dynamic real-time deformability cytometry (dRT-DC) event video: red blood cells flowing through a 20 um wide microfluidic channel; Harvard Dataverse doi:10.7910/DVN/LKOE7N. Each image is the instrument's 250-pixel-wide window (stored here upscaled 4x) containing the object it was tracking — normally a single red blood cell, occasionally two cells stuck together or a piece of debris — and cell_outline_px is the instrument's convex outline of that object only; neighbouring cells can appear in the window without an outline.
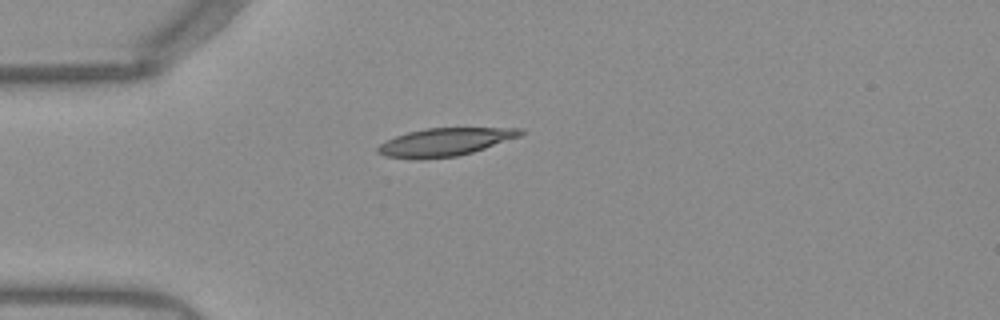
{"species": "Egyptian fruit bat (a non-hibernating species)", "species_latin": "Rousettus aegyptiacus", "temperature_condition": "warm", "stored_images_in_passage": 32, "camera_frame_rate_fps": 3000, "um_per_image_px": 0.085, "frame": {"image": 1, "passage_image": 1, "time_ms": 0.0, "image_size_px": [1000, 320], "cell_outline_px": [[524, 132], [520, 136], [472, 152], [456, 156], [424, 160], [420, 160], [384, 156], [376, 152], [376, 148], [380, 144], [396, 136], [408, 132], [424, 128], [524, 128]], "centroid_in_image_um": [37.78, 12.08], "position_along_channel_um": 47.2, "area_um2": 23.24}}
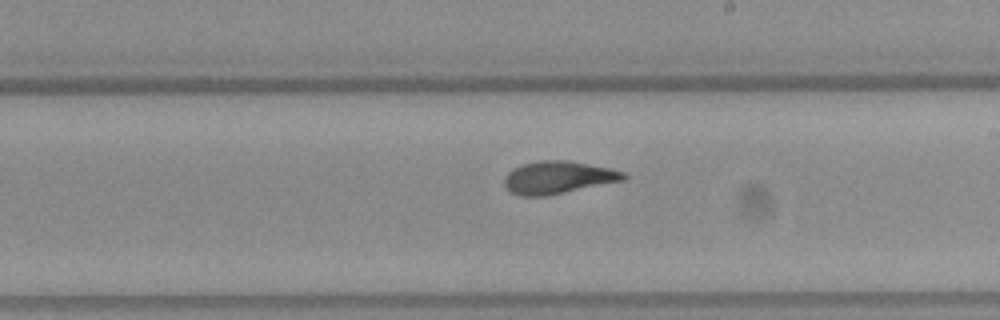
{"frame": {"image": 2, "passage_image": 17, "time_ms": 5.333, "image_size_px": [1000, 320], "cell_outline_px": [[628, 176], [624, 180], [544, 196], [520, 196], [512, 192], [504, 184], [504, 176], [512, 168], [524, 164], [540, 160], [568, 160], [608, 168], [624, 172]], "centroid_in_image_um": [47.41, 15.07], "position_along_channel_um": 241.6, "area_um2": 22.37}}
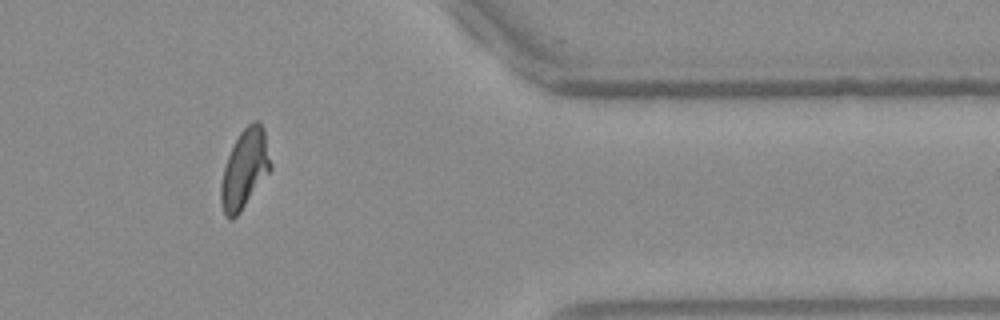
{"frame": {"image": 3, "passage_image": 30, "time_ms": 9.667, "image_size_px": [1000, 320], "cell_outline_px": [[272, 168], [240, 212], [232, 220], [228, 220], [224, 216], [220, 200], [220, 184], [224, 168], [228, 156], [240, 132], [252, 120], [260, 120], [264, 128], [272, 164]], "centroid_in_image_um": [20.8, 14.36], "position_along_channel_um": 390.6, "area_um2": 22.95}, "authors_computed_cell_mechanics": {"area_um2": 22.5131, "velocity_mm_per_s": 3.933, "shape_relaxation_time_tau1_ms": 7.0379, "shape_relaxation_time_tau2_ms": 1.2483, "deformation_change_tau1": 0.2273, "deformation_change_tau2": 0.0678}}